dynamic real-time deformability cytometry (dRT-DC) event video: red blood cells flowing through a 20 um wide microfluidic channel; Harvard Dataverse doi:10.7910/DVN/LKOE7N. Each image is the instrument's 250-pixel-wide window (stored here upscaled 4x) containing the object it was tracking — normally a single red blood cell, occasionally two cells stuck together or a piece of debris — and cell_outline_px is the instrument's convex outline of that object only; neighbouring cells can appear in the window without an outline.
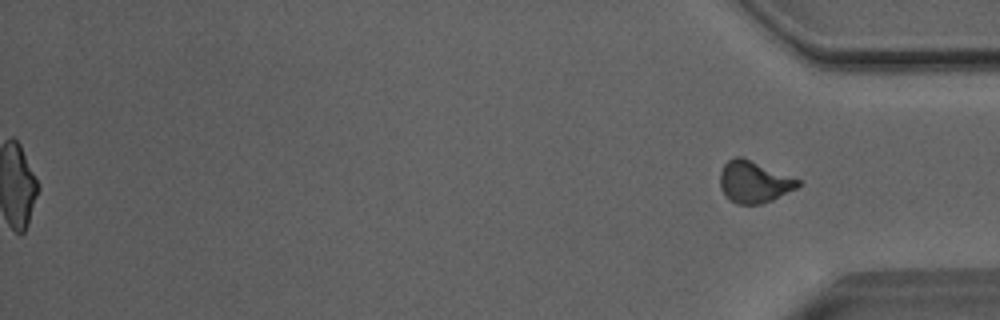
{"species": "Egyptian fruit bat (a non-hibernating species)", "species_latin": "Rousettus aegyptiacus", "temperature_condition": "room temperature", "stored_images_in_passage": 14, "camera_frame_rate_fps": 3000, "um_per_image_px": 0.085, "animal": {"sex": "male"}, "frame": {"image": 1, "passage_image": 14, "time_ms": 16.667, "image_size_px": [1000, 320], "cell_outline_px": [[800, 184], [796, 188], [772, 200], [760, 204], [736, 204], [720, 188], [720, 172], [724, 164], [728, 160], [736, 156], [740, 156], [800, 180]], "centroid_in_image_um": [64.07, 15.46], "position_along_channel_um": 371.1, "area_um2": 18.55}}